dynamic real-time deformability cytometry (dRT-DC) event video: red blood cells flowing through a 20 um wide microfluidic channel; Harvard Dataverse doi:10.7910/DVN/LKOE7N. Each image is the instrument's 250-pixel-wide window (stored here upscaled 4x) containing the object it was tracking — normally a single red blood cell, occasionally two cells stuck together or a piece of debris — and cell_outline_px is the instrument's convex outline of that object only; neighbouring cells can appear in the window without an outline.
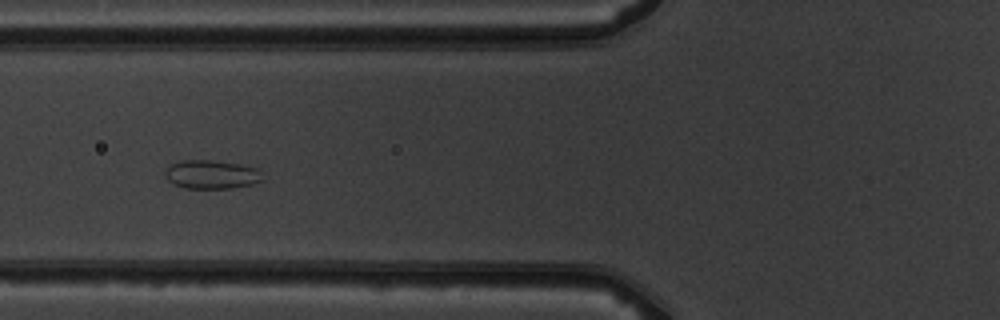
{"species": "common noctule bat (a hibernating species)", "species_latin": "Nyctalus noctula", "temperature_condition": "warm", "stored_images_in_passage": 9, "camera_frame_rate_fps": 3000, "um_per_image_px": 0.085, "animal": {"sex": "male", "body_mass_g": 19.5, "forearm_length_mm": 54.6}, "frame": {"image": 1, "passage_image": 6, "time_ms": 6.0, "image_size_px": [1000, 320], "cell_outline_px": [[264, 180], [252, 184], [232, 188], [184, 188], [172, 184], [164, 176], [164, 172], [172, 164], [180, 160], [212, 160], [240, 164], [260, 168]], "centroid_in_image_um": [18.0, 14.83], "position_along_channel_um": 107.8, "area_um2": 16.53}}
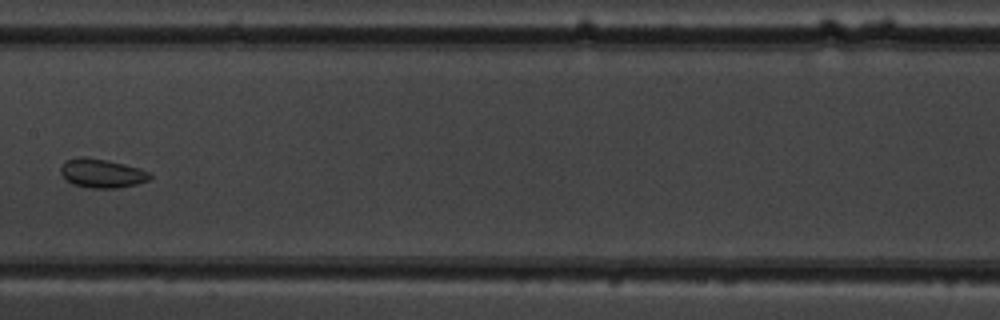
{"frame": {"image": 2, "passage_image": 8, "time_ms": 8.333, "image_size_px": [1000, 320], "cell_outline_px": [[152, 176], [148, 180], [136, 184], [116, 188], [92, 188], [72, 184], [60, 172], [60, 168], [64, 160], [80, 156], [84, 156], [108, 160], [140, 168], [152, 172]], "centroid_in_image_um": [8.67, 14.71], "position_along_channel_um": 198.7, "area_um2": 15.14}}
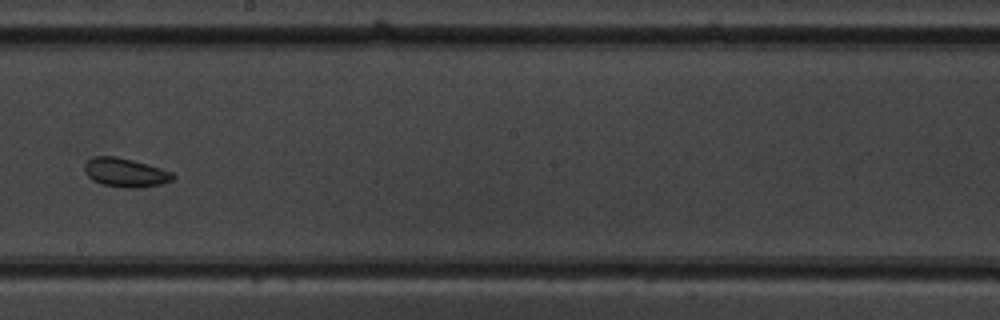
{"frame": {"image": 3, "passage_image": 9, "time_ms": 9.333, "image_size_px": [1000, 320], "cell_outline_px": [[176, 176], [172, 180], [160, 184], [136, 188], [128, 188], [100, 184], [92, 180], [84, 172], [84, 164], [92, 156], [116, 156], [132, 160], [160, 168], [172, 172]], "centroid_in_image_um": [10.62, 14.66], "position_along_channel_um": 237.6, "area_um2": 14.85}}